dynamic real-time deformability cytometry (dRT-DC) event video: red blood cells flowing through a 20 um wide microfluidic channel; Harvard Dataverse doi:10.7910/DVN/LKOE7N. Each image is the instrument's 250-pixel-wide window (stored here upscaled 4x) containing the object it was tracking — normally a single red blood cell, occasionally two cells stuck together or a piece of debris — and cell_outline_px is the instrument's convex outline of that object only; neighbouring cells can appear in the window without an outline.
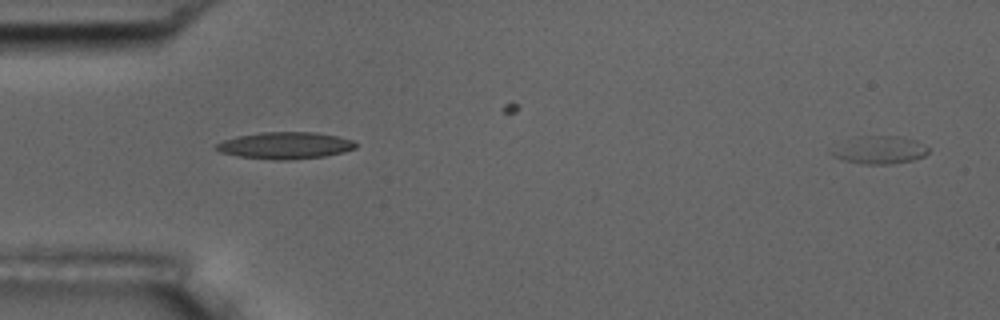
{"species": "common noctule bat (a hibernating species)", "species_latin": "Nyctalus noctula", "temperature_condition": "room temperature", "stored_images_in_passage": 4, "camera_frame_rate_fps": 3000, "um_per_image_px": 0.085, "animal": {"sex": "male", "body_mass_g": 17.5, "forearm_length_mm": 52.3}, "frame": {"image": 1, "passage_image": 1, "time_ms": 0.0, "image_size_px": [1000, 320], "cell_outline_px": [[928, 152], [924, 156], [912, 160], [892, 164], [864, 164], [840, 160], [832, 156], [828, 152], [848, 140], [860, 136], [900, 136], [916, 140], [928, 148]], "centroid_in_image_um": [74.75, 12.76], "position_along_channel_um": 10.2, "area_um2": 15.61}}
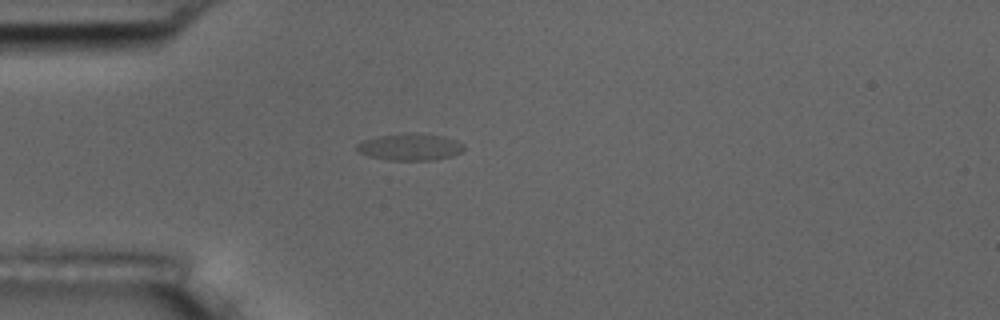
{"frame": {"image": 2, "passage_image": 4, "time_ms": 4.333, "image_size_px": [1000, 320], "cell_outline_px": [[464, 148], [460, 152], [452, 156], [432, 160], [392, 160], [368, 156], [360, 152], [356, 148], [356, 144], [364, 140], [380, 136], [408, 132], [416, 132], [444, 136], [456, 140], [464, 144]], "centroid_in_image_um": [34.88, 12.48], "position_along_channel_um": 50.1, "area_um2": 16.76}}